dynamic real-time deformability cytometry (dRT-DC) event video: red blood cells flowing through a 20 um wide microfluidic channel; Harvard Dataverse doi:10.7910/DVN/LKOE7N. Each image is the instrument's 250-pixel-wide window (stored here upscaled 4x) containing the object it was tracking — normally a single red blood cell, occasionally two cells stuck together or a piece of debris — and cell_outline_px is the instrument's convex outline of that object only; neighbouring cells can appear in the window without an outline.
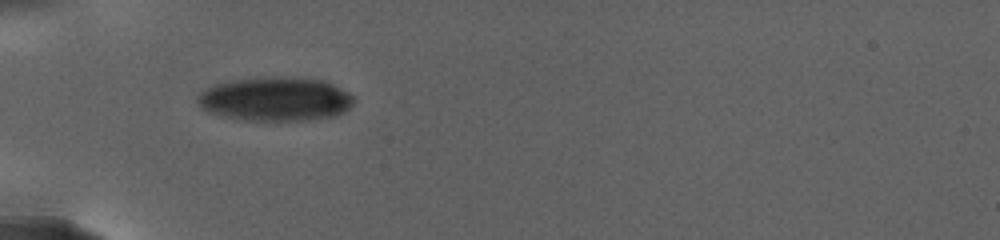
{"species": "human", "species_latin": "Homo sapiens", "temperature_condition": "warm", "stored_images_in_passage": 42, "camera_frame_rate_fps": 3000, "um_per_image_px": 0.085, "donor": {"sex": "female"}, "frame": {"image": 1, "passage_image": 1, "time_ms": 0.0, "image_size_px": [1000, 240], "cell_outline_px": [[356, 100], [344, 112], [336, 116], [308, 120], [240, 120], [220, 116], [204, 112], [200, 108], [196, 100], [196, 96], [200, 92], [216, 84], [236, 80], [320, 80], [332, 84], [348, 92]], "centroid_in_image_um": [23.36, 8.5], "position_along_channel_um": 61.6, "area_um2": 38.9}}
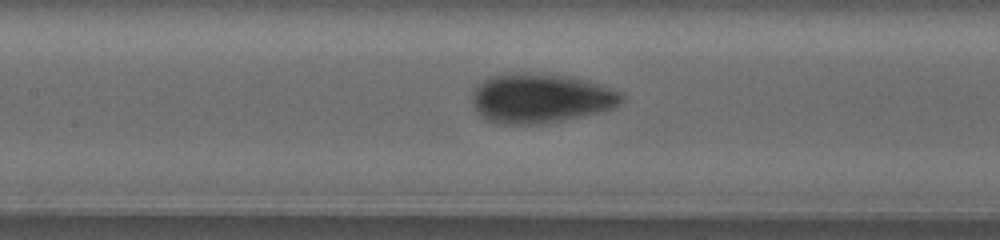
{"frame": {"image": 2, "passage_image": 20, "time_ms": 4.333, "image_size_px": [1000, 240], "cell_outline_px": [[624, 96], [620, 104], [612, 108], [600, 112], [564, 120], [544, 124], [496, 124], [484, 120], [480, 116], [472, 100], [476, 88], [488, 76], [500, 72], [524, 72], [556, 76], [580, 80], [596, 84], [620, 92]], "centroid_in_image_um": [45.88, 8.38], "position_along_channel_um": 161.5, "area_um2": 42.77}}
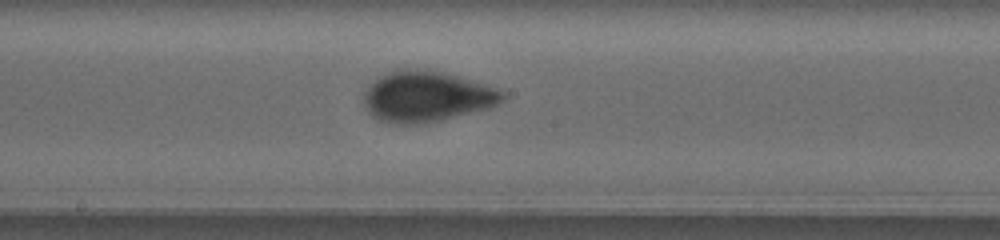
{"frame": {"image": 3, "passage_image": 32, "time_ms": 6.333, "image_size_px": [1000, 240], "cell_outline_px": [[508, 96], [504, 100], [488, 108], [440, 120], [416, 124], [396, 124], [376, 120], [372, 116], [364, 104], [364, 92], [376, 80], [388, 72], [436, 72], [456, 76], [504, 92]], "centroid_in_image_um": [36.25, 8.28], "position_along_channel_um": 212.0, "area_um2": 39.3}}